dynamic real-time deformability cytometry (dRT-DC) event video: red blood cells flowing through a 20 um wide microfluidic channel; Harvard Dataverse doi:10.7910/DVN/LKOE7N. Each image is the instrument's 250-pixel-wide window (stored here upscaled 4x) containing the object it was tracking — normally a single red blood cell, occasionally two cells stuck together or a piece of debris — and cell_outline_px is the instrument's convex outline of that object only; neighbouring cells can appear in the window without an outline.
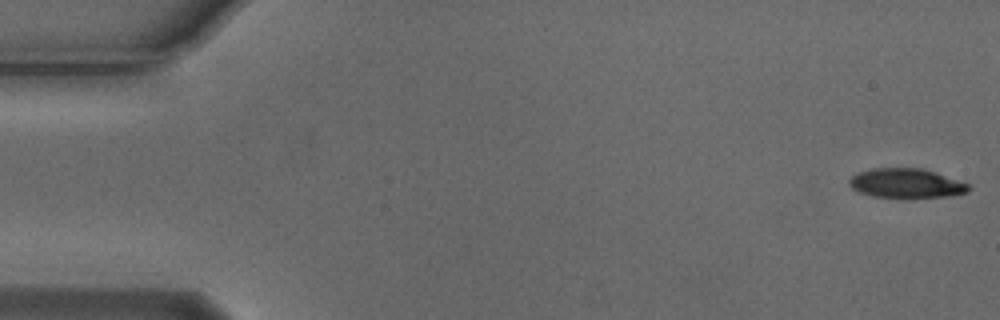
{"species": "Egyptian fruit bat (a non-hibernating species)", "species_latin": "Rousettus aegyptiacus", "temperature_condition": "cold", "stored_images_in_passage": 3, "camera_frame_rate_fps": 3000, "um_per_image_px": 0.085, "animal": {"sex": "male"}, "frame": {"image": 1, "passage_image": 1, "time_ms": 0.0, "image_size_px": [1000, 320], "cell_outline_px": [[972, 188], [968, 192], [948, 196], [872, 196], [860, 192], [852, 188], [848, 184], [848, 180], [852, 176], [860, 172], [872, 168], [920, 168], [936, 172], [968, 184]], "centroid_in_image_um": [77.02, 15.55], "position_along_channel_um": 8.0, "area_um2": 19.94}}